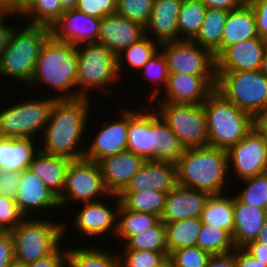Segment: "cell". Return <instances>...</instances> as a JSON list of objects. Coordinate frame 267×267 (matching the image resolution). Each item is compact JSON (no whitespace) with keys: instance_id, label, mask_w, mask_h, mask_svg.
<instances>
[{"instance_id":"cell-1","label":"cell","mask_w":267,"mask_h":267,"mask_svg":"<svg viewBox=\"0 0 267 267\" xmlns=\"http://www.w3.org/2000/svg\"><path fill=\"white\" fill-rule=\"evenodd\" d=\"M90 103L86 97L55 99L42 133L44 148L40 150L69 160L82 159L85 149L78 150L77 145L85 134Z\"/></svg>"},{"instance_id":"cell-2","label":"cell","mask_w":267,"mask_h":267,"mask_svg":"<svg viewBox=\"0 0 267 267\" xmlns=\"http://www.w3.org/2000/svg\"><path fill=\"white\" fill-rule=\"evenodd\" d=\"M227 150L205 146L187 148L176 162L177 184L209 193L224 194L223 186L229 182ZM226 179V180H225Z\"/></svg>"},{"instance_id":"cell-3","label":"cell","mask_w":267,"mask_h":267,"mask_svg":"<svg viewBox=\"0 0 267 267\" xmlns=\"http://www.w3.org/2000/svg\"><path fill=\"white\" fill-rule=\"evenodd\" d=\"M77 69V46L58 41L50 36L40 50L28 85L33 87L43 82L42 84L46 83L59 93L54 95V98L74 99L77 98V91L69 89L76 87Z\"/></svg>"},{"instance_id":"cell-4","label":"cell","mask_w":267,"mask_h":267,"mask_svg":"<svg viewBox=\"0 0 267 267\" xmlns=\"http://www.w3.org/2000/svg\"><path fill=\"white\" fill-rule=\"evenodd\" d=\"M203 108L211 147L228 150L255 126V119L249 113L239 109L216 89L203 102Z\"/></svg>"},{"instance_id":"cell-5","label":"cell","mask_w":267,"mask_h":267,"mask_svg":"<svg viewBox=\"0 0 267 267\" xmlns=\"http://www.w3.org/2000/svg\"><path fill=\"white\" fill-rule=\"evenodd\" d=\"M26 26L21 31L13 29L6 48L0 54V74L28 85L40 50L50 37V28L44 25Z\"/></svg>"},{"instance_id":"cell-6","label":"cell","mask_w":267,"mask_h":267,"mask_svg":"<svg viewBox=\"0 0 267 267\" xmlns=\"http://www.w3.org/2000/svg\"><path fill=\"white\" fill-rule=\"evenodd\" d=\"M216 90L255 120L267 108V76L261 70L215 71Z\"/></svg>"},{"instance_id":"cell-7","label":"cell","mask_w":267,"mask_h":267,"mask_svg":"<svg viewBox=\"0 0 267 267\" xmlns=\"http://www.w3.org/2000/svg\"><path fill=\"white\" fill-rule=\"evenodd\" d=\"M25 218L14 229L10 230L15 261L30 264L53 253L60 245L66 233V224L51 223Z\"/></svg>"},{"instance_id":"cell-8","label":"cell","mask_w":267,"mask_h":267,"mask_svg":"<svg viewBox=\"0 0 267 267\" xmlns=\"http://www.w3.org/2000/svg\"><path fill=\"white\" fill-rule=\"evenodd\" d=\"M77 46L78 69L76 87L77 98H88V89L107 87L120 77L117 56L101 43ZM82 49V50H81ZM80 86V87H79Z\"/></svg>"},{"instance_id":"cell-9","label":"cell","mask_w":267,"mask_h":267,"mask_svg":"<svg viewBox=\"0 0 267 267\" xmlns=\"http://www.w3.org/2000/svg\"><path fill=\"white\" fill-rule=\"evenodd\" d=\"M157 114L177 136L182 146H209L206 115L203 104L161 102Z\"/></svg>"},{"instance_id":"cell-10","label":"cell","mask_w":267,"mask_h":267,"mask_svg":"<svg viewBox=\"0 0 267 267\" xmlns=\"http://www.w3.org/2000/svg\"><path fill=\"white\" fill-rule=\"evenodd\" d=\"M55 99L18 102L0 111V137L34 138L47 125Z\"/></svg>"},{"instance_id":"cell-11","label":"cell","mask_w":267,"mask_h":267,"mask_svg":"<svg viewBox=\"0 0 267 267\" xmlns=\"http://www.w3.org/2000/svg\"><path fill=\"white\" fill-rule=\"evenodd\" d=\"M101 195L114 197L104 185L98 163L85 158L71 160L66 170L64 190L58 198L60 207L68 204L69 200L78 203L98 201L95 199Z\"/></svg>"},{"instance_id":"cell-12","label":"cell","mask_w":267,"mask_h":267,"mask_svg":"<svg viewBox=\"0 0 267 267\" xmlns=\"http://www.w3.org/2000/svg\"><path fill=\"white\" fill-rule=\"evenodd\" d=\"M160 46L170 73L216 75L213 54L193 40L169 41Z\"/></svg>"},{"instance_id":"cell-13","label":"cell","mask_w":267,"mask_h":267,"mask_svg":"<svg viewBox=\"0 0 267 267\" xmlns=\"http://www.w3.org/2000/svg\"><path fill=\"white\" fill-rule=\"evenodd\" d=\"M228 167L241 180L267 172V137L256 127L227 150Z\"/></svg>"},{"instance_id":"cell-14","label":"cell","mask_w":267,"mask_h":267,"mask_svg":"<svg viewBox=\"0 0 267 267\" xmlns=\"http://www.w3.org/2000/svg\"><path fill=\"white\" fill-rule=\"evenodd\" d=\"M101 19L77 9L66 10L50 27V36L58 41L80 46L98 43Z\"/></svg>"},{"instance_id":"cell-15","label":"cell","mask_w":267,"mask_h":267,"mask_svg":"<svg viewBox=\"0 0 267 267\" xmlns=\"http://www.w3.org/2000/svg\"><path fill=\"white\" fill-rule=\"evenodd\" d=\"M216 88V75L170 73L161 102L175 104H203Z\"/></svg>"},{"instance_id":"cell-16","label":"cell","mask_w":267,"mask_h":267,"mask_svg":"<svg viewBox=\"0 0 267 267\" xmlns=\"http://www.w3.org/2000/svg\"><path fill=\"white\" fill-rule=\"evenodd\" d=\"M266 45L267 41L258 36L228 46L215 59V71L260 70Z\"/></svg>"},{"instance_id":"cell-17","label":"cell","mask_w":267,"mask_h":267,"mask_svg":"<svg viewBox=\"0 0 267 267\" xmlns=\"http://www.w3.org/2000/svg\"><path fill=\"white\" fill-rule=\"evenodd\" d=\"M145 36V27L142 24L114 13L101 19L98 43L107 46L117 56Z\"/></svg>"},{"instance_id":"cell-18","label":"cell","mask_w":267,"mask_h":267,"mask_svg":"<svg viewBox=\"0 0 267 267\" xmlns=\"http://www.w3.org/2000/svg\"><path fill=\"white\" fill-rule=\"evenodd\" d=\"M177 185L176 164L146 160L121 193H168Z\"/></svg>"},{"instance_id":"cell-19","label":"cell","mask_w":267,"mask_h":267,"mask_svg":"<svg viewBox=\"0 0 267 267\" xmlns=\"http://www.w3.org/2000/svg\"><path fill=\"white\" fill-rule=\"evenodd\" d=\"M146 160L129 150L98 162L104 185L110 194L119 195Z\"/></svg>"},{"instance_id":"cell-20","label":"cell","mask_w":267,"mask_h":267,"mask_svg":"<svg viewBox=\"0 0 267 267\" xmlns=\"http://www.w3.org/2000/svg\"><path fill=\"white\" fill-rule=\"evenodd\" d=\"M120 117L98 131L89 149H85L83 158L98 163L127 150L128 109L122 110Z\"/></svg>"},{"instance_id":"cell-21","label":"cell","mask_w":267,"mask_h":267,"mask_svg":"<svg viewBox=\"0 0 267 267\" xmlns=\"http://www.w3.org/2000/svg\"><path fill=\"white\" fill-rule=\"evenodd\" d=\"M127 150L149 160L156 150V112L128 109Z\"/></svg>"},{"instance_id":"cell-22","label":"cell","mask_w":267,"mask_h":267,"mask_svg":"<svg viewBox=\"0 0 267 267\" xmlns=\"http://www.w3.org/2000/svg\"><path fill=\"white\" fill-rule=\"evenodd\" d=\"M210 194L204 191L176 185L167 193L165 209L161 216L163 222L200 218Z\"/></svg>"},{"instance_id":"cell-23","label":"cell","mask_w":267,"mask_h":267,"mask_svg":"<svg viewBox=\"0 0 267 267\" xmlns=\"http://www.w3.org/2000/svg\"><path fill=\"white\" fill-rule=\"evenodd\" d=\"M14 200L19 211L26 217L30 210L59 208L58 197L28 169L20 172L19 184Z\"/></svg>"},{"instance_id":"cell-24","label":"cell","mask_w":267,"mask_h":267,"mask_svg":"<svg viewBox=\"0 0 267 267\" xmlns=\"http://www.w3.org/2000/svg\"><path fill=\"white\" fill-rule=\"evenodd\" d=\"M114 197H116L117 201V206L114 210L108 208L107 205H104L102 202H84V208L82 207L74 220L77 229L83 234H86L87 237L99 236L101 234L105 235V233H108V230L111 229L116 234L117 213L121 201L118 195L114 194Z\"/></svg>"},{"instance_id":"cell-25","label":"cell","mask_w":267,"mask_h":267,"mask_svg":"<svg viewBox=\"0 0 267 267\" xmlns=\"http://www.w3.org/2000/svg\"><path fill=\"white\" fill-rule=\"evenodd\" d=\"M234 229L232 242L235 248L245 247L254 241L267 221V210L241 202L234 196Z\"/></svg>"},{"instance_id":"cell-26","label":"cell","mask_w":267,"mask_h":267,"mask_svg":"<svg viewBox=\"0 0 267 267\" xmlns=\"http://www.w3.org/2000/svg\"><path fill=\"white\" fill-rule=\"evenodd\" d=\"M183 0H155L151 17L145 26V35H152L156 42L178 41L177 19ZM150 32V33H149Z\"/></svg>"},{"instance_id":"cell-27","label":"cell","mask_w":267,"mask_h":267,"mask_svg":"<svg viewBox=\"0 0 267 267\" xmlns=\"http://www.w3.org/2000/svg\"><path fill=\"white\" fill-rule=\"evenodd\" d=\"M70 161L68 158L47 154L39 149L28 170L59 198L64 190L66 170Z\"/></svg>"},{"instance_id":"cell-28","label":"cell","mask_w":267,"mask_h":267,"mask_svg":"<svg viewBox=\"0 0 267 267\" xmlns=\"http://www.w3.org/2000/svg\"><path fill=\"white\" fill-rule=\"evenodd\" d=\"M34 142L33 138L0 137V170L20 173L28 169L39 151Z\"/></svg>"},{"instance_id":"cell-29","label":"cell","mask_w":267,"mask_h":267,"mask_svg":"<svg viewBox=\"0 0 267 267\" xmlns=\"http://www.w3.org/2000/svg\"><path fill=\"white\" fill-rule=\"evenodd\" d=\"M258 37L256 19L252 7H240L229 11L221 37V53L241 40Z\"/></svg>"},{"instance_id":"cell-30","label":"cell","mask_w":267,"mask_h":267,"mask_svg":"<svg viewBox=\"0 0 267 267\" xmlns=\"http://www.w3.org/2000/svg\"><path fill=\"white\" fill-rule=\"evenodd\" d=\"M227 16L226 10L207 8L203 24L192 39L201 47L208 49L215 59L221 54V37Z\"/></svg>"},{"instance_id":"cell-31","label":"cell","mask_w":267,"mask_h":267,"mask_svg":"<svg viewBox=\"0 0 267 267\" xmlns=\"http://www.w3.org/2000/svg\"><path fill=\"white\" fill-rule=\"evenodd\" d=\"M234 197H226L225 194L210 195L201 213L202 223L222 228L231 236L234 229Z\"/></svg>"},{"instance_id":"cell-32","label":"cell","mask_w":267,"mask_h":267,"mask_svg":"<svg viewBox=\"0 0 267 267\" xmlns=\"http://www.w3.org/2000/svg\"><path fill=\"white\" fill-rule=\"evenodd\" d=\"M164 225L168 255L179 248L196 246L197 237L202 228L200 218L164 222Z\"/></svg>"},{"instance_id":"cell-33","label":"cell","mask_w":267,"mask_h":267,"mask_svg":"<svg viewBox=\"0 0 267 267\" xmlns=\"http://www.w3.org/2000/svg\"><path fill=\"white\" fill-rule=\"evenodd\" d=\"M184 150L177 136L156 112V150L149 160L176 164Z\"/></svg>"},{"instance_id":"cell-34","label":"cell","mask_w":267,"mask_h":267,"mask_svg":"<svg viewBox=\"0 0 267 267\" xmlns=\"http://www.w3.org/2000/svg\"><path fill=\"white\" fill-rule=\"evenodd\" d=\"M117 217L119 218H117L116 236L125 241L130 236L137 235L147 228L155 226L161 220L155 214L128 210L122 204L119 205Z\"/></svg>"},{"instance_id":"cell-35","label":"cell","mask_w":267,"mask_h":267,"mask_svg":"<svg viewBox=\"0 0 267 267\" xmlns=\"http://www.w3.org/2000/svg\"><path fill=\"white\" fill-rule=\"evenodd\" d=\"M206 10L199 0H183L177 19L178 40H192L198 34Z\"/></svg>"},{"instance_id":"cell-36","label":"cell","mask_w":267,"mask_h":267,"mask_svg":"<svg viewBox=\"0 0 267 267\" xmlns=\"http://www.w3.org/2000/svg\"><path fill=\"white\" fill-rule=\"evenodd\" d=\"M167 193L144 191L137 193H120L121 204L128 210L155 214L161 218L166 202Z\"/></svg>"},{"instance_id":"cell-37","label":"cell","mask_w":267,"mask_h":267,"mask_svg":"<svg viewBox=\"0 0 267 267\" xmlns=\"http://www.w3.org/2000/svg\"><path fill=\"white\" fill-rule=\"evenodd\" d=\"M120 257L122 256L112 255L94 246L67 249V262L72 267H121Z\"/></svg>"},{"instance_id":"cell-38","label":"cell","mask_w":267,"mask_h":267,"mask_svg":"<svg viewBox=\"0 0 267 267\" xmlns=\"http://www.w3.org/2000/svg\"><path fill=\"white\" fill-rule=\"evenodd\" d=\"M196 246L210 255L226 254L235 248L232 236L227 231L206 223H202Z\"/></svg>"},{"instance_id":"cell-39","label":"cell","mask_w":267,"mask_h":267,"mask_svg":"<svg viewBox=\"0 0 267 267\" xmlns=\"http://www.w3.org/2000/svg\"><path fill=\"white\" fill-rule=\"evenodd\" d=\"M125 242V248L123 250L167 252L164 222L160 220L155 226L147 228L137 235L130 236Z\"/></svg>"},{"instance_id":"cell-40","label":"cell","mask_w":267,"mask_h":267,"mask_svg":"<svg viewBox=\"0 0 267 267\" xmlns=\"http://www.w3.org/2000/svg\"><path fill=\"white\" fill-rule=\"evenodd\" d=\"M156 44L160 45L159 42H155V40L153 41L152 38L150 40L148 35L139 42L131 44L128 48L119 53V55H117L119 74H121V69L123 68L122 65L125 61V58L126 63H128L131 67L141 70L144 64L158 51Z\"/></svg>"},{"instance_id":"cell-41","label":"cell","mask_w":267,"mask_h":267,"mask_svg":"<svg viewBox=\"0 0 267 267\" xmlns=\"http://www.w3.org/2000/svg\"><path fill=\"white\" fill-rule=\"evenodd\" d=\"M64 12L60 0H30L22 15L32 19L29 22L31 25H44L50 28Z\"/></svg>"},{"instance_id":"cell-42","label":"cell","mask_w":267,"mask_h":267,"mask_svg":"<svg viewBox=\"0 0 267 267\" xmlns=\"http://www.w3.org/2000/svg\"><path fill=\"white\" fill-rule=\"evenodd\" d=\"M243 181L246 188L235 196L243 203L267 210V172Z\"/></svg>"},{"instance_id":"cell-43","label":"cell","mask_w":267,"mask_h":267,"mask_svg":"<svg viewBox=\"0 0 267 267\" xmlns=\"http://www.w3.org/2000/svg\"><path fill=\"white\" fill-rule=\"evenodd\" d=\"M155 0H117L116 13L130 21L148 24Z\"/></svg>"},{"instance_id":"cell-44","label":"cell","mask_w":267,"mask_h":267,"mask_svg":"<svg viewBox=\"0 0 267 267\" xmlns=\"http://www.w3.org/2000/svg\"><path fill=\"white\" fill-rule=\"evenodd\" d=\"M210 256L197 246L179 248L169 254L174 267H206Z\"/></svg>"},{"instance_id":"cell-45","label":"cell","mask_w":267,"mask_h":267,"mask_svg":"<svg viewBox=\"0 0 267 267\" xmlns=\"http://www.w3.org/2000/svg\"><path fill=\"white\" fill-rule=\"evenodd\" d=\"M122 256V258L120 257L121 267H155L169 255L167 252L124 250V254H122Z\"/></svg>"},{"instance_id":"cell-46","label":"cell","mask_w":267,"mask_h":267,"mask_svg":"<svg viewBox=\"0 0 267 267\" xmlns=\"http://www.w3.org/2000/svg\"><path fill=\"white\" fill-rule=\"evenodd\" d=\"M25 219L19 211L16 201L0 195V231H10Z\"/></svg>"},{"instance_id":"cell-47","label":"cell","mask_w":267,"mask_h":267,"mask_svg":"<svg viewBox=\"0 0 267 267\" xmlns=\"http://www.w3.org/2000/svg\"><path fill=\"white\" fill-rule=\"evenodd\" d=\"M141 69H143V71L145 70L144 73L146 74L147 79H151L153 80V82L155 81V83L159 86H162L163 84V88H166L170 72L166 58L162 51L161 53L157 51L155 55L150 60H148Z\"/></svg>"},{"instance_id":"cell-48","label":"cell","mask_w":267,"mask_h":267,"mask_svg":"<svg viewBox=\"0 0 267 267\" xmlns=\"http://www.w3.org/2000/svg\"><path fill=\"white\" fill-rule=\"evenodd\" d=\"M117 0H77L75 9L86 15L102 19L116 13Z\"/></svg>"},{"instance_id":"cell-49","label":"cell","mask_w":267,"mask_h":267,"mask_svg":"<svg viewBox=\"0 0 267 267\" xmlns=\"http://www.w3.org/2000/svg\"><path fill=\"white\" fill-rule=\"evenodd\" d=\"M20 173L0 170V195L15 198L19 184Z\"/></svg>"},{"instance_id":"cell-50","label":"cell","mask_w":267,"mask_h":267,"mask_svg":"<svg viewBox=\"0 0 267 267\" xmlns=\"http://www.w3.org/2000/svg\"><path fill=\"white\" fill-rule=\"evenodd\" d=\"M15 261L13 240L10 231H0V267Z\"/></svg>"},{"instance_id":"cell-51","label":"cell","mask_w":267,"mask_h":267,"mask_svg":"<svg viewBox=\"0 0 267 267\" xmlns=\"http://www.w3.org/2000/svg\"><path fill=\"white\" fill-rule=\"evenodd\" d=\"M65 265H67V250H62L59 246L53 253L27 264V267H66Z\"/></svg>"},{"instance_id":"cell-52","label":"cell","mask_w":267,"mask_h":267,"mask_svg":"<svg viewBox=\"0 0 267 267\" xmlns=\"http://www.w3.org/2000/svg\"><path fill=\"white\" fill-rule=\"evenodd\" d=\"M258 36L267 41V0H256L252 6Z\"/></svg>"},{"instance_id":"cell-53","label":"cell","mask_w":267,"mask_h":267,"mask_svg":"<svg viewBox=\"0 0 267 267\" xmlns=\"http://www.w3.org/2000/svg\"><path fill=\"white\" fill-rule=\"evenodd\" d=\"M235 263L237 267H267L266 264L255 258L244 247L235 248Z\"/></svg>"},{"instance_id":"cell-54","label":"cell","mask_w":267,"mask_h":267,"mask_svg":"<svg viewBox=\"0 0 267 267\" xmlns=\"http://www.w3.org/2000/svg\"><path fill=\"white\" fill-rule=\"evenodd\" d=\"M206 267H237L235 263V248L233 252L211 255Z\"/></svg>"},{"instance_id":"cell-55","label":"cell","mask_w":267,"mask_h":267,"mask_svg":"<svg viewBox=\"0 0 267 267\" xmlns=\"http://www.w3.org/2000/svg\"><path fill=\"white\" fill-rule=\"evenodd\" d=\"M30 0H0V6L11 14H23ZM17 13V14H16Z\"/></svg>"},{"instance_id":"cell-56","label":"cell","mask_w":267,"mask_h":267,"mask_svg":"<svg viewBox=\"0 0 267 267\" xmlns=\"http://www.w3.org/2000/svg\"><path fill=\"white\" fill-rule=\"evenodd\" d=\"M206 8L233 11L240 8L235 0H199Z\"/></svg>"},{"instance_id":"cell-57","label":"cell","mask_w":267,"mask_h":267,"mask_svg":"<svg viewBox=\"0 0 267 267\" xmlns=\"http://www.w3.org/2000/svg\"><path fill=\"white\" fill-rule=\"evenodd\" d=\"M244 248L255 258L267 265V247H263V244L257 243L254 240L249 242Z\"/></svg>"},{"instance_id":"cell-58","label":"cell","mask_w":267,"mask_h":267,"mask_svg":"<svg viewBox=\"0 0 267 267\" xmlns=\"http://www.w3.org/2000/svg\"><path fill=\"white\" fill-rule=\"evenodd\" d=\"M14 16V14L7 13L6 16L0 19V54L3 52V50L6 48L10 35L14 29V27L8 26L5 24V17L7 16Z\"/></svg>"},{"instance_id":"cell-59","label":"cell","mask_w":267,"mask_h":267,"mask_svg":"<svg viewBox=\"0 0 267 267\" xmlns=\"http://www.w3.org/2000/svg\"><path fill=\"white\" fill-rule=\"evenodd\" d=\"M256 127L267 137V108L265 111L255 120Z\"/></svg>"},{"instance_id":"cell-60","label":"cell","mask_w":267,"mask_h":267,"mask_svg":"<svg viewBox=\"0 0 267 267\" xmlns=\"http://www.w3.org/2000/svg\"><path fill=\"white\" fill-rule=\"evenodd\" d=\"M255 241L257 243L263 244V247H267V221L261 228Z\"/></svg>"},{"instance_id":"cell-61","label":"cell","mask_w":267,"mask_h":267,"mask_svg":"<svg viewBox=\"0 0 267 267\" xmlns=\"http://www.w3.org/2000/svg\"><path fill=\"white\" fill-rule=\"evenodd\" d=\"M62 8L66 10L74 9L77 3V0H60Z\"/></svg>"},{"instance_id":"cell-62","label":"cell","mask_w":267,"mask_h":267,"mask_svg":"<svg viewBox=\"0 0 267 267\" xmlns=\"http://www.w3.org/2000/svg\"><path fill=\"white\" fill-rule=\"evenodd\" d=\"M260 70L267 76V45L263 54L262 64Z\"/></svg>"},{"instance_id":"cell-63","label":"cell","mask_w":267,"mask_h":267,"mask_svg":"<svg viewBox=\"0 0 267 267\" xmlns=\"http://www.w3.org/2000/svg\"><path fill=\"white\" fill-rule=\"evenodd\" d=\"M155 267H174L173 263L169 256H166L160 263H158Z\"/></svg>"},{"instance_id":"cell-64","label":"cell","mask_w":267,"mask_h":267,"mask_svg":"<svg viewBox=\"0 0 267 267\" xmlns=\"http://www.w3.org/2000/svg\"><path fill=\"white\" fill-rule=\"evenodd\" d=\"M239 7H252L256 0H235Z\"/></svg>"},{"instance_id":"cell-65","label":"cell","mask_w":267,"mask_h":267,"mask_svg":"<svg viewBox=\"0 0 267 267\" xmlns=\"http://www.w3.org/2000/svg\"><path fill=\"white\" fill-rule=\"evenodd\" d=\"M7 267H27V265L19 263L17 261H13L11 264H9Z\"/></svg>"},{"instance_id":"cell-66","label":"cell","mask_w":267,"mask_h":267,"mask_svg":"<svg viewBox=\"0 0 267 267\" xmlns=\"http://www.w3.org/2000/svg\"><path fill=\"white\" fill-rule=\"evenodd\" d=\"M6 11L0 6V19L6 16Z\"/></svg>"}]
</instances>
